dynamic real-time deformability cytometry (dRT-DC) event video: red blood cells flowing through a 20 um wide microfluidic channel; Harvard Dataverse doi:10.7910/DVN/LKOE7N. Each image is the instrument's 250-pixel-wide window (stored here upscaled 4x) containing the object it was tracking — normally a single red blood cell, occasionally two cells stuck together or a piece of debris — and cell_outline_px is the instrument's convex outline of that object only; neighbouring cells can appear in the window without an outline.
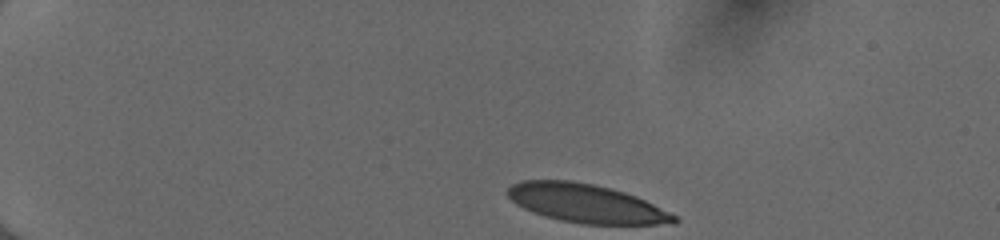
{"species": "human", "species_latin": "Homo sapiens", "temperature_condition": "cold", "stored_images_in_passage": 39, "camera_frame_rate_fps": 3000, "um_per_image_px": 0.085, "donor": {"sex": "female"}, "frame": {"image": 1, "passage_image": 1, "time_ms": 0.0, "image_size_px": [1000, 240], "cell_outline_px": [[680, 220], [676, 224], [580, 224], [560, 220], [544, 216], [532, 212], [516, 204], [508, 196], [508, 188], [512, 184], [520, 180], [572, 180], [596, 184], [624, 192], [636, 196], [676, 216]], "centroid_in_image_um": [49.81, 17.29], "position_along_channel_um": 35.2, "area_um2": 37.45}}
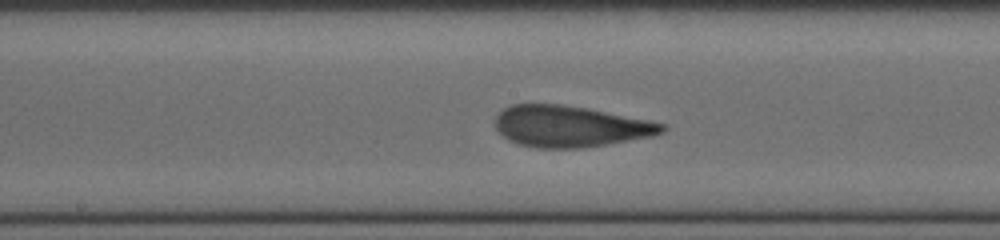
{"frame": {"image": 2, "passage_image": 20, "time_ms": 6.333, "image_size_px": [1000, 240], "cell_outline_px": [[668, 128], [664, 132], [652, 136], [580, 148], [536, 148], [516, 144], [508, 140], [496, 128], [496, 116], [504, 108], [512, 104], [560, 104], [588, 108], [652, 120], [668, 124]], "centroid_in_image_um": [48.5, 10.73], "position_along_channel_um": 199.7, "area_um2": 40.29}}
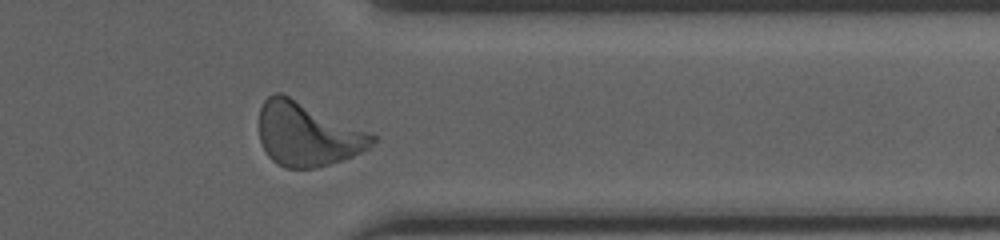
{"frame": {"image": 3, "passage_image": 34, "time_ms": 11.0, "image_size_px": [1000, 240], "cell_outline_px": [[376, 140], [368, 148], [352, 156], [328, 164], [312, 168], [284, 168], [272, 160], [268, 156], [260, 140], [260, 108], [264, 100], [268, 96], [276, 92], [280, 92], [376, 136]], "centroid_in_image_um": [26.08, 11.42], "position_along_channel_um": 385.3, "area_um2": 41.15}, "authors_computed_cell_mechanics": {"area_um2": 39.6508, "velocity_mm_per_s": 4.0208, "shape_relaxation_time_tau1_ms": 3.948, "shape_relaxation_time_tau2_ms": 0.8613, "deformation_change_tau1": 0.1716, "deformation_change_tau2": 0.0832}}